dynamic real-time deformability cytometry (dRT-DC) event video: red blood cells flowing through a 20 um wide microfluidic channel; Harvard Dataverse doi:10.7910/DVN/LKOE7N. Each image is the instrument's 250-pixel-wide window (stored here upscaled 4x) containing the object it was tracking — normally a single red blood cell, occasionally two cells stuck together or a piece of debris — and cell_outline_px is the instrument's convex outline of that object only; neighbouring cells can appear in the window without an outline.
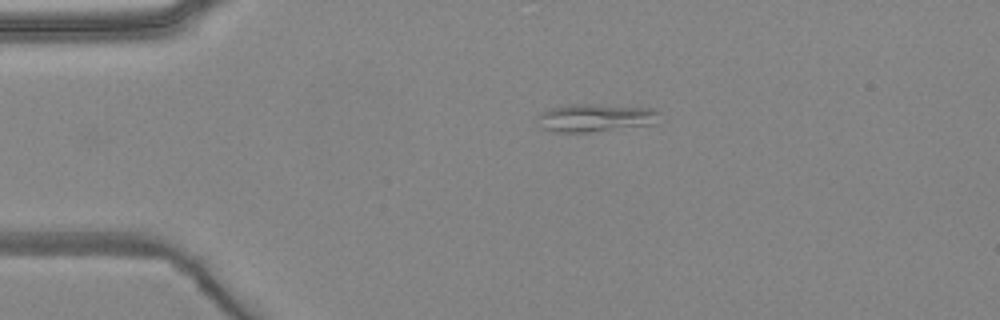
{"species": "common noctule bat (a hibernating species)", "species_latin": "Nyctalus noctula", "temperature_condition": "warm", "stored_images_in_passage": 2, "camera_frame_rate_fps": 3000, "um_per_image_px": 0.085, "animal": {"sex": "female", "body_mass_g": 24.6, "forearm_length_mm": 56.2}, "frame": {"image": 1, "passage_image": 1, "time_ms": 0.0, "image_size_px": [1000, 320], "cell_outline_px": [[660, 112], [656, 124], [588, 132], [552, 132], [540, 128], [536, 116], [540, 112], [552, 108], [572, 104], [592, 104], [660, 108]], "centroid_in_image_um": [50.62, 10.01], "position_along_channel_um": 34.4, "area_um2": 20.17}}